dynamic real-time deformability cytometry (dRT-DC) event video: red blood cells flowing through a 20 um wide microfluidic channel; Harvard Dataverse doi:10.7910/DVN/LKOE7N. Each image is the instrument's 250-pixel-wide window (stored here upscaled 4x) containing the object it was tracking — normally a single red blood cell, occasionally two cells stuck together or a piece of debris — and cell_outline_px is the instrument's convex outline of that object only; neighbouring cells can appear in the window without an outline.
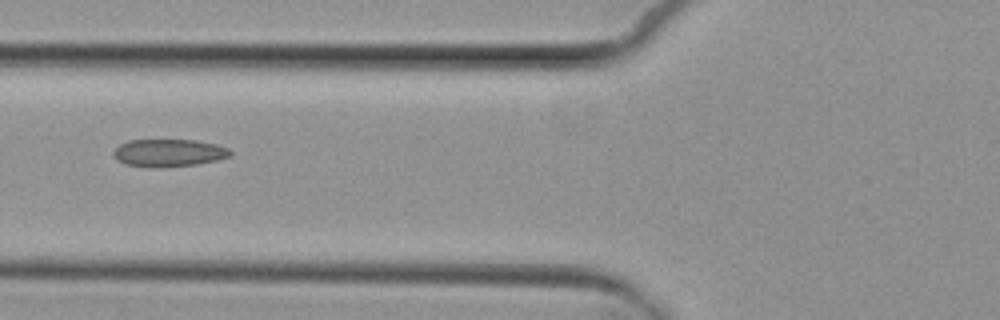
{"species": "common noctule bat (a hibernating species)", "species_latin": "Nyctalus noctula", "temperature_condition": "cold", "stored_images_in_passage": 6, "camera_frame_rate_fps": 3000, "um_per_image_px": 0.085, "animal": {"sex": "female", "body_mass_g": 29.2, "forearm_length_mm": 56.3}, "frame": {"image": 1, "passage_image": 6, "time_ms": 6.0, "image_size_px": [1000, 320], "cell_outline_px": [[232, 152], [228, 156], [216, 160], [196, 164], [160, 168], [148, 168], [124, 164], [116, 160], [112, 152], [120, 144], [128, 140], [196, 140], [216, 144], [228, 148]], "centroid_in_image_um": [14.29, 13.0], "position_along_channel_um": 111.5, "area_um2": 18.9}}